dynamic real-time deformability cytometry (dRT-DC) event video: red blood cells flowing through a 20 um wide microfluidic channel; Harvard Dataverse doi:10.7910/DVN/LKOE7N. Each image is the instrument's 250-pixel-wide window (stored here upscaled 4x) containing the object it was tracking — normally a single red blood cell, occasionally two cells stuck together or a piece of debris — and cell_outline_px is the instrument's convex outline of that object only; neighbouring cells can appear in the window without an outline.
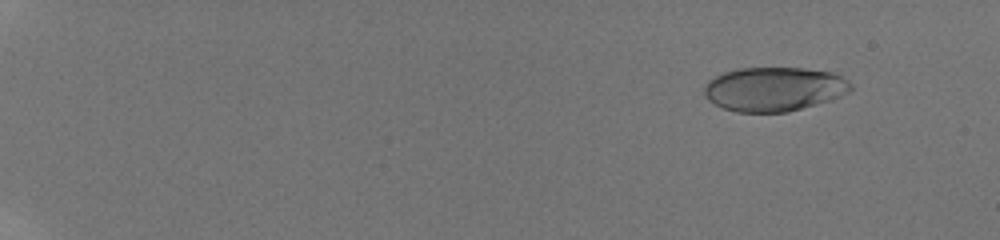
{"species": "human", "species_latin": "Homo sapiens", "temperature_condition": "room temperature", "stored_images_in_passage": 102, "camera_frame_rate_fps": 3000, "um_per_image_px": 0.085, "donor": {"sex": "male"}, "frame": {"image": 1, "passage_image": 13, "time_ms": 2.0, "image_size_px": [1000, 240], "cell_outline_px": [[852, 88], [848, 92], [840, 96], [816, 104], [788, 112], [736, 112], [724, 108], [708, 100], [704, 96], [704, 84], [712, 76], [724, 72], [740, 68], [804, 68], [832, 72], [848, 80], [852, 84]], "centroid_in_image_um": [65.76, 7.56], "position_along_channel_um": 19.2, "area_um2": 37.8}}
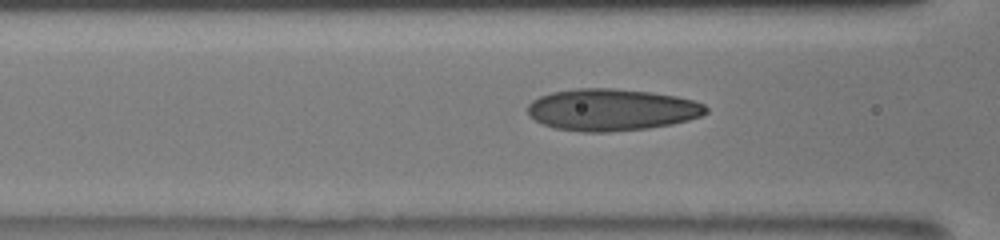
{"frame": {"image": 2, "passage_image": 56, "time_ms": 9.0, "image_size_px": [1000, 240], "cell_outline_px": [[708, 112], [700, 116], [688, 120], [672, 124], [648, 128], [608, 132], [580, 132], [556, 128], [544, 124], [528, 116], [528, 104], [532, 100], [540, 96], [552, 92], [576, 88], [612, 88], [652, 92], [676, 96], [692, 100], [704, 104], [708, 108]], "centroid_in_image_um": [51.98, 9.33], "position_along_channel_um": 114.6, "area_um2": 43.58}}
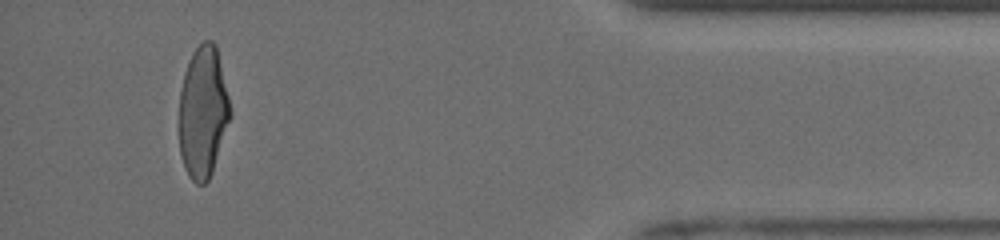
{"frame": {"image": 3, "passage_image": 99, "time_ms": 17.667, "image_size_px": [1000, 240], "cell_outline_px": [[232, 116], [212, 172], [208, 180], [204, 184], [196, 184], [188, 176], [184, 168], [180, 152], [180, 92], [184, 72], [192, 52], [204, 40], [212, 40], [216, 44], [232, 112]], "centroid_in_image_um": [17.27, 9.53], "position_along_channel_um": 417.9, "area_um2": 39.3}, "authors_computed_cell_mechanics": {"area_um2": 39.882, "velocity_mm_per_s": 3.969, "shape_relaxation_time_tau1_ms": 6.3197, "shape_relaxation_time_tau2_ms": 0.7025, "deformation_change_tau1": 0.2264, "deformation_change_tau2": 0.0627}}